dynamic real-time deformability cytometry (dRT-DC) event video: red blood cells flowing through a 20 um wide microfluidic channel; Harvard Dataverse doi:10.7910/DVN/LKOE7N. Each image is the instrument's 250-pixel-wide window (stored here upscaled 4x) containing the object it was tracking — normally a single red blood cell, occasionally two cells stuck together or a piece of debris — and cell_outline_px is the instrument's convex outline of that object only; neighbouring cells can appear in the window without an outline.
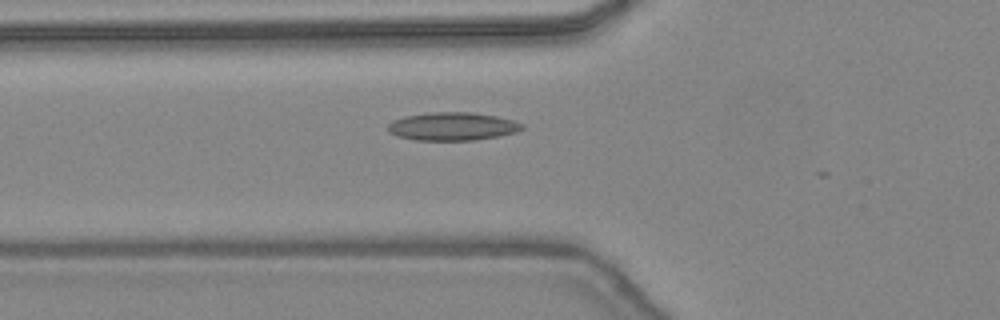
{"species": "common noctule bat (a hibernating species)", "species_latin": "Nyctalus noctula", "temperature_condition": "warm", "stored_images_in_passage": 6, "camera_frame_rate_fps": 3000, "um_per_image_px": 0.085, "animal": {"sex": "female", "body_mass_g": 24.6, "forearm_length_mm": 56.2}, "frame": {"image": 1, "passage_image": 2, "time_ms": 0.333, "image_size_px": [1000, 320], "cell_outline_px": [[524, 128], [516, 132], [500, 136], [476, 140], [416, 140], [396, 136], [388, 132], [388, 124], [392, 120], [404, 116], [428, 112], [472, 112], [496, 116], [512, 120], [524, 124]], "centroid_in_image_um": [38.44, 10.74], "position_along_channel_um": 87.4, "area_um2": 22.2}}
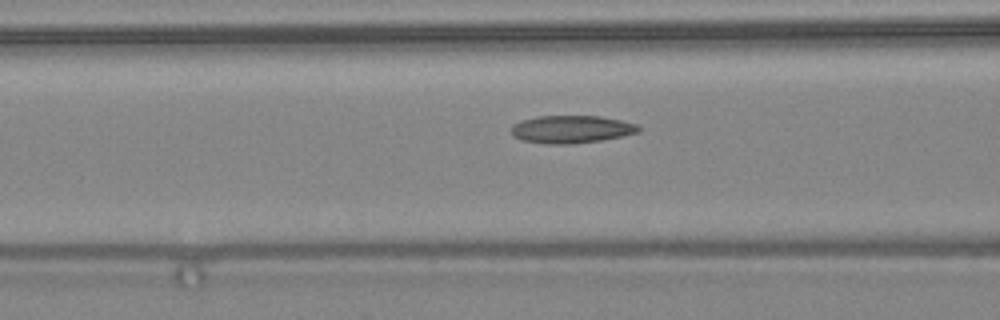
{"frame": {"image": 2, "passage_image": 4, "time_ms": 1.0, "image_size_px": [1000, 320], "cell_outline_px": [[640, 132], [624, 136], [600, 140], [572, 144], [548, 144], [520, 140], [512, 136], [512, 124], [536, 116], [600, 116], [620, 120], [636, 124], [640, 128]], "centroid_in_image_um": [48.56, 10.99], "position_along_channel_um": 118.0, "area_um2": 20.58}}